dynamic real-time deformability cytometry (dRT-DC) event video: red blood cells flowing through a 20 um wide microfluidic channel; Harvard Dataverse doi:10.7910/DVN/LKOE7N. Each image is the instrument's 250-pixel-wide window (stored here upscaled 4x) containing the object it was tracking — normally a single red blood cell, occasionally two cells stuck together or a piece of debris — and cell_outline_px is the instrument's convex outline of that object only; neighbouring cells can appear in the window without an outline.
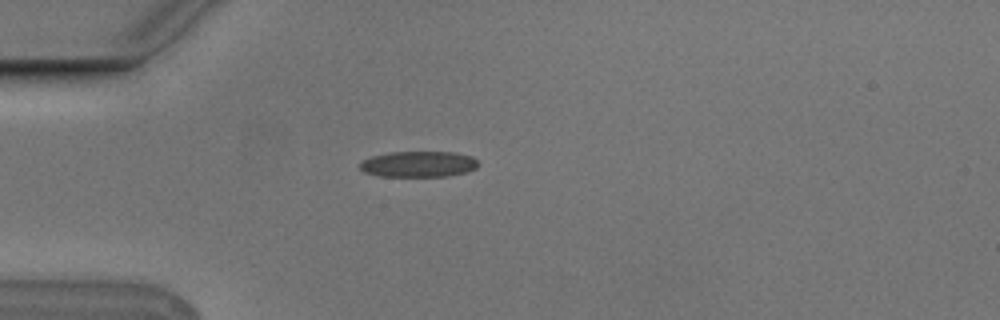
{"species": "Egyptian fruit bat (a non-hibernating species)", "species_latin": "Rousettus aegyptiacus", "temperature_condition": "cold", "stored_images_in_passage": 5, "camera_frame_rate_fps": 3000, "um_per_image_px": 0.085, "animal": {"sex": "male"}, "frame": {"image": 1, "passage_image": 1, "time_ms": 0.0, "image_size_px": [1000, 320], "cell_outline_px": [[480, 164], [476, 168], [468, 172], [448, 176], [380, 176], [364, 172], [360, 168], [360, 164], [364, 160], [372, 156], [388, 152], [456, 152], [472, 156]], "centroid_in_image_um": [35.62, 13.95], "position_along_channel_um": 49.4, "area_um2": 17.92}}
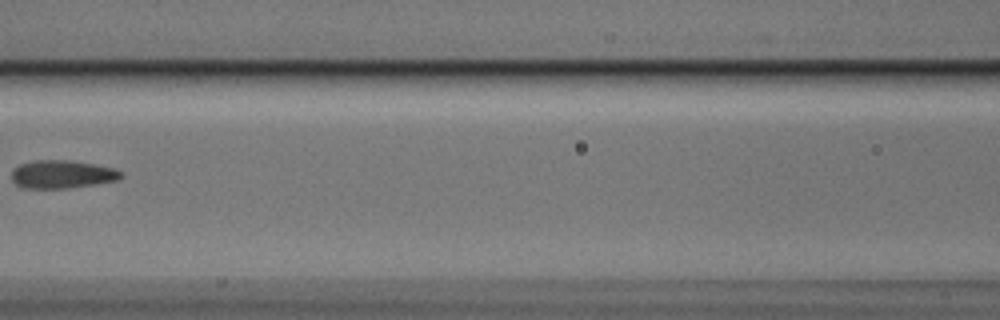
{"frame": {"image": 2, "passage_image": 4, "time_ms": 1.0, "image_size_px": [1000, 320], "cell_outline_px": [[124, 176], [116, 180], [96, 184], [68, 188], [24, 188], [16, 184], [12, 180], [12, 168], [20, 164], [36, 160], [72, 160], [116, 168], [124, 172]], "centroid_in_image_um": [5.3, 14.81], "position_along_channel_um": 161.3, "area_um2": 18.09}}
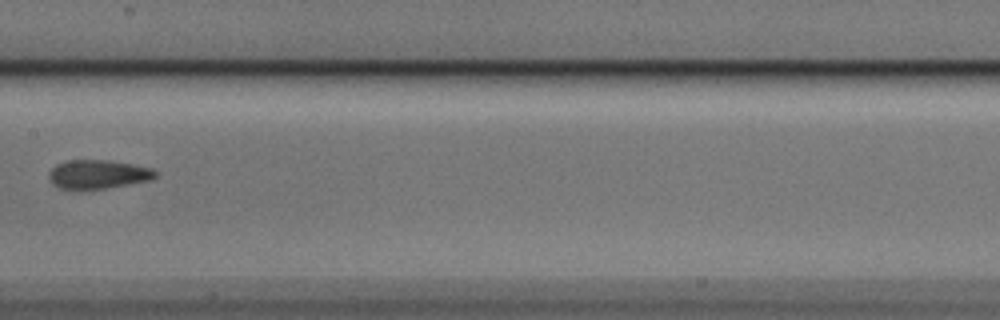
{"frame": {"image": 3, "passage_image": 5, "time_ms": 1.333, "image_size_px": [1000, 320], "cell_outline_px": [[156, 176], [148, 180], [108, 188], [60, 188], [52, 184], [48, 176], [52, 168], [56, 164], [68, 160], [108, 160], [132, 164], [152, 168], [156, 172]], "centroid_in_image_um": [8.31, 14.8], "position_along_channel_um": 199.1, "area_um2": 17.57}}